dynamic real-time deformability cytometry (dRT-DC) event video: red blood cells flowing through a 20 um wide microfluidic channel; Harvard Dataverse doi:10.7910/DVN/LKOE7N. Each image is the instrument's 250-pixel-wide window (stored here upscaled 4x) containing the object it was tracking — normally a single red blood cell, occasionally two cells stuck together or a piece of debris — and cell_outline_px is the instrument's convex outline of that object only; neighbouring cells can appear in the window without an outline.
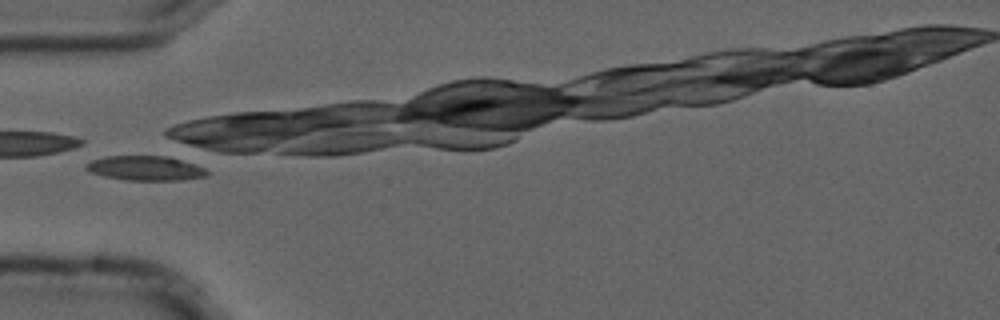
{"species": "common noctule bat (a hibernating species)", "species_latin": "Nyctalus noctula", "temperature_condition": "cold", "stored_images_in_passage": 5, "camera_frame_rate_fps": 3000, "um_per_image_px": 0.085, "animal": {"sex": "male", "forearm_length_mm": 52.5}, "frame": {"image": 1, "passage_image": 2, "time_ms": 0.333, "image_size_px": [1000, 320], "cell_outline_px": [[208, 176], [184, 180], [124, 180], [104, 176], [88, 172], [84, 168], [84, 164], [92, 160], [104, 156], [168, 156], [204, 168], [208, 172]], "centroid_in_image_um": [12.3, 14.3], "position_along_channel_um": 72.7, "area_um2": 17.4}}